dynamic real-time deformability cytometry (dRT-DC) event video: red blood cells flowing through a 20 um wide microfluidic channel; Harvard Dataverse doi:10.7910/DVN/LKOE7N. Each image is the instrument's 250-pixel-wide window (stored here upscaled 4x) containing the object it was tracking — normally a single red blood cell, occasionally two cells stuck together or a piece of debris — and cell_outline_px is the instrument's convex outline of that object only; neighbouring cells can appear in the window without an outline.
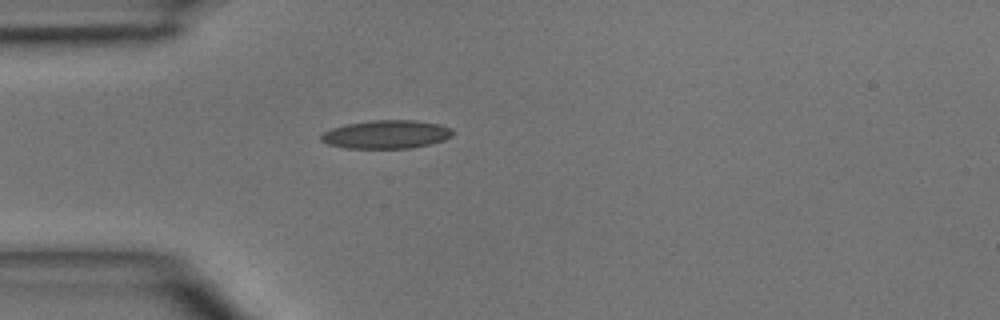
{"species": "common noctule bat (a hibernating species)", "species_latin": "Nyctalus noctula", "temperature_condition": "room temperature", "stored_images_in_passage": 5, "camera_frame_rate_fps": 3000, "um_per_image_px": 0.085, "animal": {"sex": "male", "body_mass_g": 15.6}, "frame": {"image": 1, "passage_image": 1, "time_ms": 0.0, "image_size_px": [1000, 320], "cell_outline_px": [[452, 136], [444, 140], [412, 148], [344, 148], [328, 144], [320, 140], [320, 136], [324, 132], [332, 128], [348, 124], [372, 120], [416, 120], [436, 124], [452, 128]], "centroid_in_image_um": [32.82, 11.42], "position_along_channel_um": 52.2, "area_um2": 21.62}}
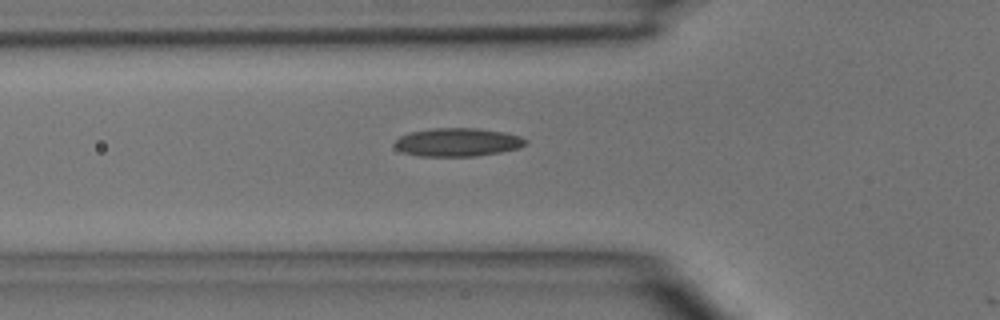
{"frame": {"image": 2, "passage_image": 4, "time_ms": 1.0, "image_size_px": [1000, 320], "cell_outline_px": [[528, 144], [520, 148], [500, 152], [476, 156], [416, 156], [404, 152], [396, 148], [396, 140], [400, 136], [408, 132], [432, 128], [476, 128], [504, 132], [520, 136], [528, 140]], "centroid_in_image_um": [38.93, 12.08], "position_along_channel_um": 86.9, "area_um2": 21.73}}